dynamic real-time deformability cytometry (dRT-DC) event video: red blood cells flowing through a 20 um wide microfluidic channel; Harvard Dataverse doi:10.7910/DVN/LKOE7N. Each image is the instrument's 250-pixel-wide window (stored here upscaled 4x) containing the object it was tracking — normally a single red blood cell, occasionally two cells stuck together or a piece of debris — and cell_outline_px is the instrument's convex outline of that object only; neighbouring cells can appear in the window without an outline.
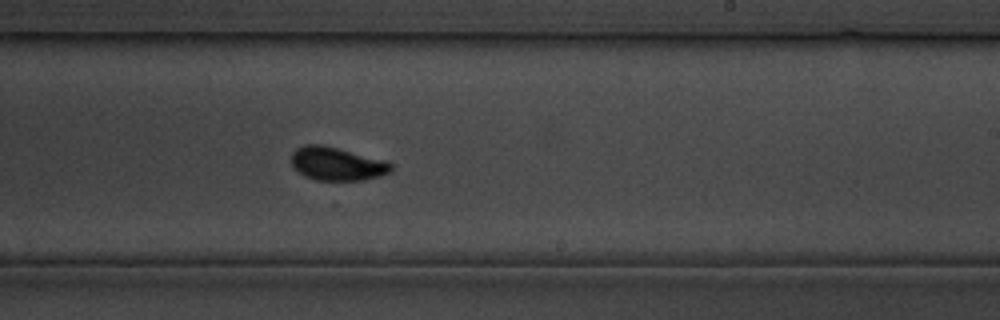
{"species": "common noctule bat (a hibernating species)", "species_latin": "Nyctalus noctula", "temperature_condition": "cold", "stored_images_in_passage": 19, "camera_frame_rate_fps": 3000, "um_per_image_px": 0.085, "animal": {"sex": "male", "body_mass_g": 19.5, "forearm_length_mm": 54.6}, "frame": {"image": 1, "passage_image": 14, "time_ms": 15.667, "image_size_px": [1000, 320], "cell_outline_px": [[392, 172], [380, 176], [364, 180], [316, 180], [304, 176], [292, 168], [292, 152], [296, 148], [304, 144], [324, 144], [384, 160], [392, 164]], "centroid_in_image_um": [28.62, 13.92], "position_along_channel_um": 260.4, "area_um2": 19.59}}